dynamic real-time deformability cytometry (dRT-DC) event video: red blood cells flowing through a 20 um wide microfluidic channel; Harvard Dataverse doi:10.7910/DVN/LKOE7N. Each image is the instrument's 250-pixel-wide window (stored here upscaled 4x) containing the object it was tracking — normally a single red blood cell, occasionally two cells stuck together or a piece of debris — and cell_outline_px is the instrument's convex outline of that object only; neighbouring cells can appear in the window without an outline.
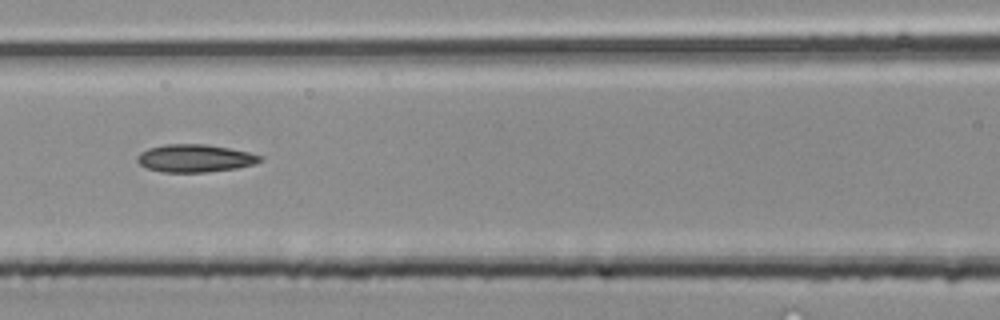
{"species": "common noctule bat (a hibernating species)", "species_latin": "Nyctalus noctula", "temperature_condition": "room temperature", "stored_images_in_passage": 37, "camera_frame_rate_fps": 3000, "um_per_image_px": 0.085, "animal": {"sex": "male", "body_mass_g": 20.4}, "frame": {"image": 1, "passage_image": 19, "time_ms": 6.0, "image_size_px": [1000, 320], "cell_outline_px": [[264, 160], [252, 164], [236, 168], [208, 172], [160, 172], [148, 168], [140, 164], [136, 160], [136, 156], [140, 152], [148, 148], [164, 144], [204, 144], [228, 148], [248, 152], [264, 156]], "centroid_in_image_um": [16.55, 13.45], "position_along_channel_um": 150.0, "area_um2": 19.88}}
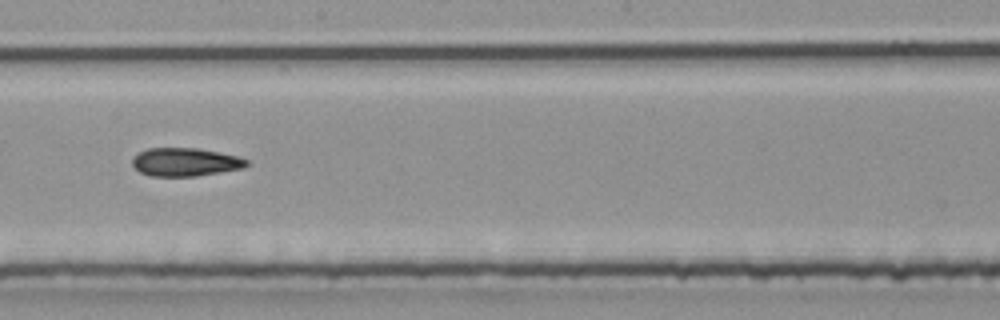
{"frame": {"image": 2, "passage_image": 24, "time_ms": 7.667, "image_size_px": [1000, 320], "cell_outline_px": [[252, 164], [244, 168], [196, 176], [152, 176], [140, 172], [132, 164], [132, 156], [136, 152], [148, 148], [196, 148], [240, 156], [248, 160]], "centroid_in_image_um": [15.76, 13.77], "position_along_channel_um": 232.4, "area_um2": 19.07}}
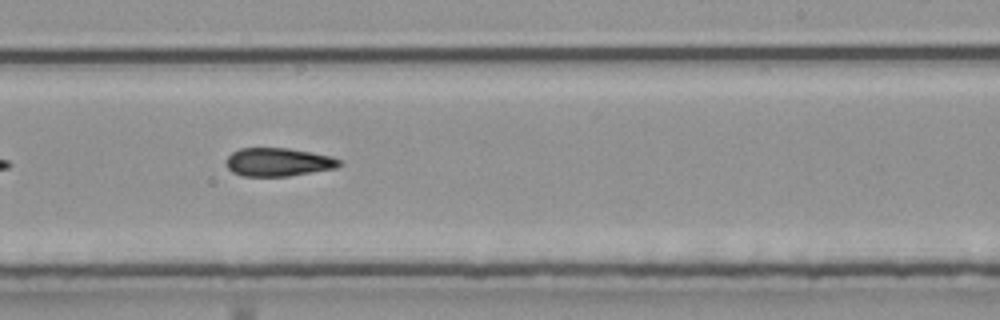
{"frame": {"image": 3, "passage_image": 26, "time_ms": 8.333, "image_size_px": [1000, 320], "cell_outline_px": [[344, 164], [336, 168], [288, 176], [240, 176], [232, 172], [228, 168], [228, 156], [232, 152], [240, 148], [288, 148], [312, 152], [328, 156], [340, 160]], "centroid_in_image_um": [23.66, 13.78], "position_along_channel_um": 265.3, "area_um2": 18.61}}